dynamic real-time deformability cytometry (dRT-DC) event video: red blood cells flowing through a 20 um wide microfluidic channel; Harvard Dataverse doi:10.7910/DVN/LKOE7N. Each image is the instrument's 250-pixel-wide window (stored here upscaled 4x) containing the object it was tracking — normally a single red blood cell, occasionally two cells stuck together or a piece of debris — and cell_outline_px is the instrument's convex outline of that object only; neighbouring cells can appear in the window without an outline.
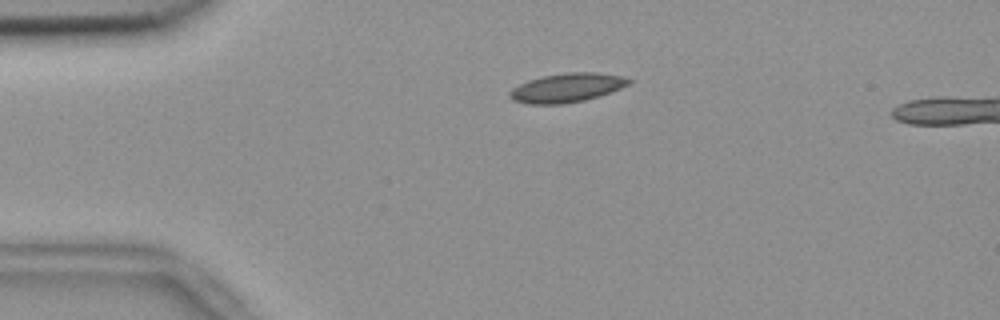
{"species": "common noctule bat (a hibernating species)", "species_latin": "Nyctalus noctula", "temperature_condition": "room temperature", "stored_images_in_passage": 53, "camera_frame_rate_fps": 3000, "um_per_image_px": 0.085, "animal": {"sex": "female", "body_mass_g": 18.4}, "frame": {"image": 1, "passage_image": 12, "time_ms": 3.667, "image_size_px": [1000, 320], "cell_outline_px": [[632, 80], [628, 84], [620, 88], [600, 96], [584, 100], [564, 104], [528, 104], [512, 100], [508, 96], [508, 92], [512, 88], [528, 80], [544, 76], [568, 72], [596, 72], [620, 76]], "centroid_in_image_um": [48.14, 7.47], "position_along_channel_um": 36.9, "area_um2": 20.06}}
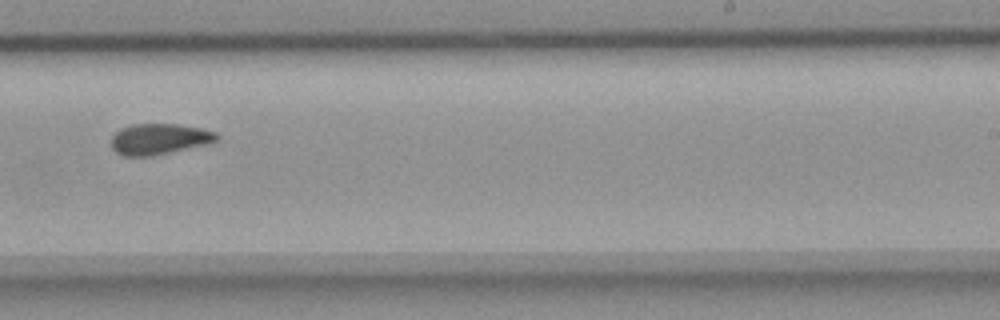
{"frame": {"image": 2, "passage_image": 34, "time_ms": 11.0, "image_size_px": [1000, 320], "cell_outline_px": [[220, 140], [212, 144], [152, 156], [124, 156], [116, 152], [112, 148], [112, 136], [120, 128], [132, 124], [176, 124], [200, 128], [216, 132], [220, 136]], "centroid_in_image_um": [13.6, 11.82], "position_along_channel_um": 275.4, "area_um2": 19.31}}
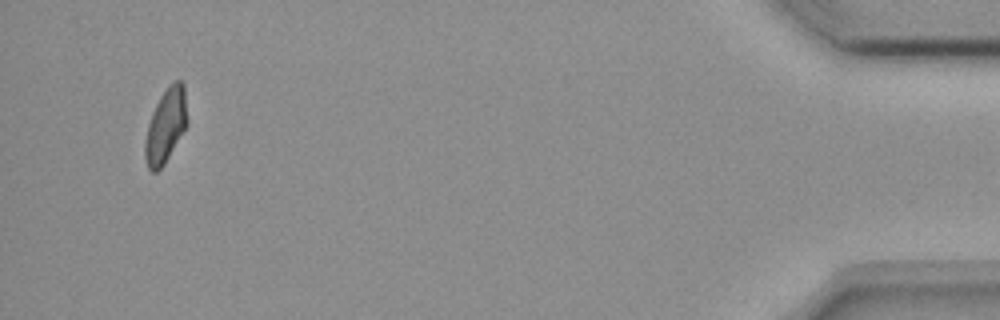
{"frame": {"image": 3, "passage_image": 52, "time_ms": 17.0, "image_size_px": [1000, 320], "cell_outline_px": [[188, 124], [164, 164], [156, 172], [152, 172], [148, 168], [144, 156], [144, 144], [148, 124], [152, 112], [160, 96], [168, 84], [176, 80], [180, 80], [184, 84], [188, 120]], "centroid_in_image_um": [14.09, 10.66], "position_along_channel_um": 421.1, "area_um2": 18.38}}